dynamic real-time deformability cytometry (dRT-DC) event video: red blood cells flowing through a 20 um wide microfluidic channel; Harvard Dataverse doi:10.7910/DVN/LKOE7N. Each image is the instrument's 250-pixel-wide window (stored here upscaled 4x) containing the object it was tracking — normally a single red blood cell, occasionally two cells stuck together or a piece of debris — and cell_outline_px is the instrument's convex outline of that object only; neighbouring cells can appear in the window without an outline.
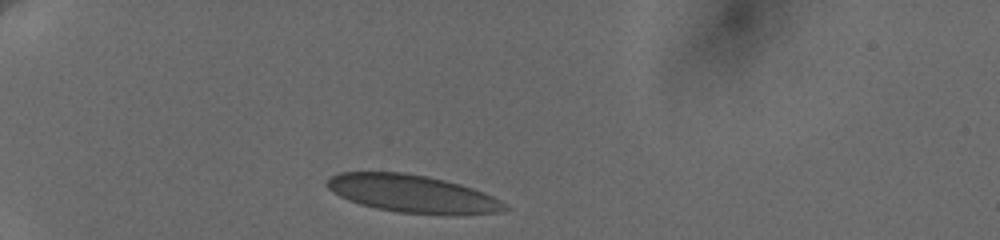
{"species": "human", "species_latin": "Homo sapiens", "temperature_condition": "cold", "stored_images_in_passage": 2, "camera_frame_rate_fps": 3000, "um_per_image_px": 0.085, "donor": {"sex": "female"}, "frame": {"image": 1, "passage_image": 1, "time_ms": 0.0, "image_size_px": [1000, 240], "cell_outline_px": [[512, 208], [500, 212], [396, 212], [376, 208], [360, 204], [348, 200], [332, 192], [324, 184], [332, 176], [340, 172], [404, 172], [428, 176], [460, 184], [484, 192], [500, 200]], "centroid_in_image_um": [34.97, 16.42], "position_along_channel_um": 50.0, "area_um2": 37.97}}